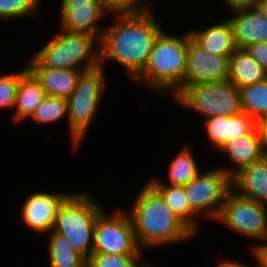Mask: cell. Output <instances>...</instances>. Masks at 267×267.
<instances>
[{"instance_id": "obj_1", "label": "cell", "mask_w": 267, "mask_h": 267, "mask_svg": "<svg viewBox=\"0 0 267 267\" xmlns=\"http://www.w3.org/2000/svg\"><path fill=\"white\" fill-rule=\"evenodd\" d=\"M155 18L150 4L133 14L116 15L99 41L100 66L115 62L132 82L144 70L153 44L164 30Z\"/></svg>"}, {"instance_id": "obj_2", "label": "cell", "mask_w": 267, "mask_h": 267, "mask_svg": "<svg viewBox=\"0 0 267 267\" xmlns=\"http://www.w3.org/2000/svg\"><path fill=\"white\" fill-rule=\"evenodd\" d=\"M127 212L133 223L136 241L143 251L148 247H166L197 237L148 182L137 193Z\"/></svg>"}, {"instance_id": "obj_3", "label": "cell", "mask_w": 267, "mask_h": 267, "mask_svg": "<svg viewBox=\"0 0 267 267\" xmlns=\"http://www.w3.org/2000/svg\"><path fill=\"white\" fill-rule=\"evenodd\" d=\"M187 46L188 32L174 36L163 30L153 44L144 70L133 83L144 84L159 93L170 91L173 98L185 84Z\"/></svg>"}, {"instance_id": "obj_4", "label": "cell", "mask_w": 267, "mask_h": 267, "mask_svg": "<svg viewBox=\"0 0 267 267\" xmlns=\"http://www.w3.org/2000/svg\"><path fill=\"white\" fill-rule=\"evenodd\" d=\"M93 195L71 192L59 206L50 232L63 235L87 260L93 254V235L97 216L105 209Z\"/></svg>"}, {"instance_id": "obj_5", "label": "cell", "mask_w": 267, "mask_h": 267, "mask_svg": "<svg viewBox=\"0 0 267 267\" xmlns=\"http://www.w3.org/2000/svg\"><path fill=\"white\" fill-rule=\"evenodd\" d=\"M53 36L32 55L43 67L85 72L100 65L99 40L94 35L59 29Z\"/></svg>"}, {"instance_id": "obj_6", "label": "cell", "mask_w": 267, "mask_h": 267, "mask_svg": "<svg viewBox=\"0 0 267 267\" xmlns=\"http://www.w3.org/2000/svg\"><path fill=\"white\" fill-rule=\"evenodd\" d=\"M106 81L109 82L110 79L106 78L105 67L100 65L82 72L76 87L67 98L69 137L75 151L83 143L97 115L105 87L109 85Z\"/></svg>"}, {"instance_id": "obj_7", "label": "cell", "mask_w": 267, "mask_h": 267, "mask_svg": "<svg viewBox=\"0 0 267 267\" xmlns=\"http://www.w3.org/2000/svg\"><path fill=\"white\" fill-rule=\"evenodd\" d=\"M203 120L213 116H234L242 111L239 89L230 81L192 84L171 99Z\"/></svg>"}, {"instance_id": "obj_8", "label": "cell", "mask_w": 267, "mask_h": 267, "mask_svg": "<svg viewBox=\"0 0 267 267\" xmlns=\"http://www.w3.org/2000/svg\"><path fill=\"white\" fill-rule=\"evenodd\" d=\"M217 165L200 172L184 185L185 195L191 207V230L196 235L200 230L198 218L203 215L215 222L227 193L232 189L231 177L219 164Z\"/></svg>"}, {"instance_id": "obj_9", "label": "cell", "mask_w": 267, "mask_h": 267, "mask_svg": "<svg viewBox=\"0 0 267 267\" xmlns=\"http://www.w3.org/2000/svg\"><path fill=\"white\" fill-rule=\"evenodd\" d=\"M93 253L144 254L136 241L133 223L127 210L120 207L111 214L103 210L97 216L93 235Z\"/></svg>"}, {"instance_id": "obj_10", "label": "cell", "mask_w": 267, "mask_h": 267, "mask_svg": "<svg viewBox=\"0 0 267 267\" xmlns=\"http://www.w3.org/2000/svg\"><path fill=\"white\" fill-rule=\"evenodd\" d=\"M266 214L267 204L242 197L231 189L215 221L259 244L266 242Z\"/></svg>"}, {"instance_id": "obj_11", "label": "cell", "mask_w": 267, "mask_h": 267, "mask_svg": "<svg viewBox=\"0 0 267 267\" xmlns=\"http://www.w3.org/2000/svg\"><path fill=\"white\" fill-rule=\"evenodd\" d=\"M65 192L34 191L30 194L22 203L19 212V217L26 228L41 236L49 233L53 228L59 206L71 194Z\"/></svg>"}, {"instance_id": "obj_12", "label": "cell", "mask_w": 267, "mask_h": 267, "mask_svg": "<svg viewBox=\"0 0 267 267\" xmlns=\"http://www.w3.org/2000/svg\"><path fill=\"white\" fill-rule=\"evenodd\" d=\"M229 78V56L210 54L197 44L188 31L185 84L225 81Z\"/></svg>"}, {"instance_id": "obj_13", "label": "cell", "mask_w": 267, "mask_h": 267, "mask_svg": "<svg viewBox=\"0 0 267 267\" xmlns=\"http://www.w3.org/2000/svg\"><path fill=\"white\" fill-rule=\"evenodd\" d=\"M60 5L59 29L88 33L100 41L106 25L102 27L99 22L108 18L109 15L97 2L94 0H60Z\"/></svg>"}, {"instance_id": "obj_14", "label": "cell", "mask_w": 267, "mask_h": 267, "mask_svg": "<svg viewBox=\"0 0 267 267\" xmlns=\"http://www.w3.org/2000/svg\"><path fill=\"white\" fill-rule=\"evenodd\" d=\"M207 140L215 150H221L227 143L255 128V120L245 112L234 116H213L202 120Z\"/></svg>"}, {"instance_id": "obj_15", "label": "cell", "mask_w": 267, "mask_h": 267, "mask_svg": "<svg viewBox=\"0 0 267 267\" xmlns=\"http://www.w3.org/2000/svg\"><path fill=\"white\" fill-rule=\"evenodd\" d=\"M230 21L236 48L267 42V18L257 7L230 12Z\"/></svg>"}, {"instance_id": "obj_16", "label": "cell", "mask_w": 267, "mask_h": 267, "mask_svg": "<svg viewBox=\"0 0 267 267\" xmlns=\"http://www.w3.org/2000/svg\"><path fill=\"white\" fill-rule=\"evenodd\" d=\"M28 61V62H27ZM27 69L39 81L47 96L68 98L83 71L43 67L33 56L26 60Z\"/></svg>"}, {"instance_id": "obj_17", "label": "cell", "mask_w": 267, "mask_h": 267, "mask_svg": "<svg viewBox=\"0 0 267 267\" xmlns=\"http://www.w3.org/2000/svg\"><path fill=\"white\" fill-rule=\"evenodd\" d=\"M231 185L238 195L267 204V154L237 172Z\"/></svg>"}, {"instance_id": "obj_18", "label": "cell", "mask_w": 267, "mask_h": 267, "mask_svg": "<svg viewBox=\"0 0 267 267\" xmlns=\"http://www.w3.org/2000/svg\"><path fill=\"white\" fill-rule=\"evenodd\" d=\"M220 151L221 153H225L224 155L227 156V160L230 162V166H221L220 168L231 178L242 168L267 154L259 140L255 128L250 133L239 136L232 142L227 143Z\"/></svg>"}, {"instance_id": "obj_19", "label": "cell", "mask_w": 267, "mask_h": 267, "mask_svg": "<svg viewBox=\"0 0 267 267\" xmlns=\"http://www.w3.org/2000/svg\"><path fill=\"white\" fill-rule=\"evenodd\" d=\"M224 18L208 26L189 30L191 38L210 54L230 56L236 49L230 21Z\"/></svg>"}, {"instance_id": "obj_20", "label": "cell", "mask_w": 267, "mask_h": 267, "mask_svg": "<svg viewBox=\"0 0 267 267\" xmlns=\"http://www.w3.org/2000/svg\"><path fill=\"white\" fill-rule=\"evenodd\" d=\"M45 96L46 93L35 76L26 66L23 69L21 68L13 109L15 111L13 113L14 121L19 123L30 120Z\"/></svg>"}, {"instance_id": "obj_21", "label": "cell", "mask_w": 267, "mask_h": 267, "mask_svg": "<svg viewBox=\"0 0 267 267\" xmlns=\"http://www.w3.org/2000/svg\"><path fill=\"white\" fill-rule=\"evenodd\" d=\"M267 79V72L246 51L236 48L229 56V78L238 89L247 85L257 84Z\"/></svg>"}, {"instance_id": "obj_22", "label": "cell", "mask_w": 267, "mask_h": 267, "mask_svg": "<svg viewBox=\"0 0 267 267\" xmlns=\"http://www.w3.org/2000/svg\"><path fill=\"white\" fill-rule=\"evenodd\" d=\"M183 146L184 147H182L181 150H178L179 152L170 160V164H168L167 175L169 181L165 182V180H162L163 178L160 179L153 176V178H149V181L147 180L148 183H164L184 186L202 172L198 165L199 162L196 160L191 148L187 146V144L186 146L183 144Z\"/></svg>"}, {"instance_id": "obj_23", "label": "cell", "mask_w": 267, "mask_h": 267, "mask_svg": "<svg viewBox=\"0 0 267 267\" xmlns=\"http://www.w3.org/2000/svg\"><path fill=\"white\" fill-rule=\"evenodd\" d=\"M48 259L50 267H87L88 260L77 252L61 234L49 232Z\"/></svg>"}, {"instance_id": "obj_24", "label": "cell", "mask_w": 267, "mask_h": 267, "mask_svg": "<svg viewBox=\"0 0 267 267\" xmlns=\"http://www.w3.org/2000/svg\"><path fill=\"white\" fill-rule=\"evenodd\" d=\"M164 199L166 205L191 229V207L184 186L149 183Z\"/></svg>"}, {"instance_id": "obj_25", "label": "cell", "mask_w": 267, "mask_h": 267, "mask_svg": "<svg viewBox=\"0 0 267 267\" xmlns=\"http://www.w3.org/2000/svg\"><path fill=\"white\" fill-rule=\"evenodd\" d=\"M242 111L256 120L267 115V79L239 88Z\"/></svg>"}, {"instance_id": "obj_26", "label": "cell", "mask_w": 267, "mask_h": 267, "mask_svg": "<svg viewBox=\"0 0 267 267\" xmlns=\"http://www.w3.org/2000/svg\"><path fill=\"white\" fill-rule=\"evenodd\" d=\"M64 117L68 119L67 98L46 95L30 120L45 126L55 124Z\"/></svg>"}, {"instance_id": "obj_27", "label": "cell", "mask_w": 267, "mask_h": 267, "mask_svg": "<svg viewBox=\"0 0 267 267\" xmlns=\"http://www.w3.org/2000/svg\"><path fill=\"white\" fill-rule=\"evenodd\" d=\"M43 1V0H42ZM41 0H0V21L39 18ZM39 11V12H38Z\"/></svg>"}, {"instance_id": "obj_28", "label": "cell", "mask_w": 267, "mask_h": 267, "mask_svg": "<svg viewBox=\"0 0 267 267\" xmlns=\"http://www.w3.org/2000/svg\"><path fill=\"white\" fill-rule=\"evenodd\" d=\"M142 258V255L93 253L88 259L87 267H147L149 262H142Z\"/></svg>"}, {"instance_id": "obj_29", "label": "cell", "mask_w": 267, "mask_h": 267, "mask_svg": "<svg viewBox=\"0 0 267 267\" xmlns=\"http://www.w3.org/2000/svg\"><path fill=\"white\" fill-rule=\"evenodd\" d=\"M20 69L9 73H0V109H14L19 85Z\"/></svg>"}, {"instance_id": "obj_30", "label": "cell", "mask_w": 267, "mask_h": 267, "mask_svg": "<svg viewBox=\"0 0 267 267\" xmlns=\"http://www.w3.org/2000/svg\"><path fill=\"white\" fill-rule=\"evenodd\" d=\"M111 17L116 15H129L140 11L148 1L146 0H94Z\"/></svg>"}, {"instance_id": "obj_31", "label": "cell", "mask_w": 267, "mask_h": 267, "mask_svg": "<svg viewBox=\"0 0 267 267\" xmlns=\"http://www.w3.org/2000/svg\"><path fill=\"white\" fill-rule=\"evenodd\" d=\"M245 49L267 72V42L254 43Z\"/></svg>"}, {"instance_id": "obj_32", "label": "cell", "mask_w": 267, "mask_h": 267, "mask_svg": "<svg viewBox=\"0 0 267 267\" xmlns=\"http://www.w3.org/2000/svg\"><path fill=\"white\" fill-rule=\"evenodd\" d=\"M250 253L253 256L257 267H267V242L261 244H250Z\"/></svg>"}, {"instance_id": "obj_33", "label": "cell", "mask_w": 267, "mask_h": 267, "mask_svg": "<svg viewBox=\"0 0 267 267\" xmlns=\"http://www.w3.org/2000/svg\"><path fill=\"white\" fill-rule=\"evenodd\" d=\"M259 0H222L231 12L255 8Z\"/></svg>"}, {"instance_id": "obj_34", "label": "cell", "mask_w": 267, "mask_h": 267, "mask_svg": "<svg viewBox=\"0 0 267 267\" xmlns=\"http://www.w3.org/2000/svg\"><path fill=\"white\" fill-rule=\"evenodd\" d=\"M255 129L264 150L267 152V115L258 117L255 120Z\"/></svg>"}, {"instance_id": "obj_35", "label": "cell", "mask_w": 267, "mask_h": 267, "mask_svg": "<svg viewBox=\"0 0 267 267\" xmlns=\"http://www.w3.org/2000/svg\"><path fill=\"white\" fill-rule=\"evenodd\" d=\"M219 263L215 266V267H251L249 265H247L246 263H240V261H236V260H227L224 259L218 261Z\"/></svg>"}, {"instance_id": "obj_36", "label": "cell", "mask_w": 267, "mask_h": 267, "mask_svg": "<svg viewBox=\"0 0 267 267\" xmlns=\"http://www.w3.org/2000/svg\"><path fill=\"white\" fill-rule=\"evenodd\" d=\"M256 7L267 18V1L259 0Z\"/></svg>"}, {"instance_id": "obj_37", "label": "cell", "mask_w": 267, "mask_h": 267, "mask_svg": "<svg viewBox=\"0 0 267 267\" xmlns=\"http://www.w3.org/2000/svg\"><path fill=\"white\" fill-rule=\"evenodd\" d=\"M266 242H267V214H266Z\"/></svg>"}]
</instances>
